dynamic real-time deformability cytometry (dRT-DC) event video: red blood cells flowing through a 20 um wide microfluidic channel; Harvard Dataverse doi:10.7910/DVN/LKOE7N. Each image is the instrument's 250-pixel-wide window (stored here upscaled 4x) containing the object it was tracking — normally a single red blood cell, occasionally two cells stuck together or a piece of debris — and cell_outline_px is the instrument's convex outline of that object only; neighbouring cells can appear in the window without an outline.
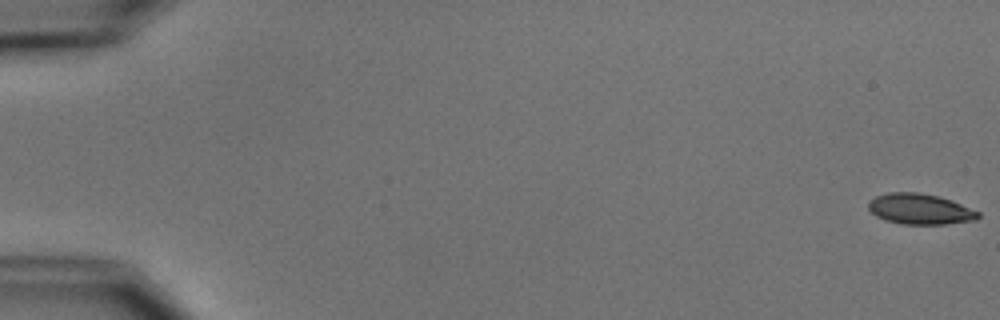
{"species": "common noctule bat (a hibernating species)", "species_latin": "Nyctalus noctula", "temperature_condition": "cold", "stored_images_in_passage": 54, "camera_frame_rate_fps": 3000, "um_per_image_px": 0.085, "animal": {"sex": "male", "body_mass_g": 15.6}, "frame": {"image": 1, "passage_image": 1, "time_ms": 0.0, "image_size_px": [1000, 320], "cell_outline_px": [[980, 216], [976, 220], [944, 224], [900, 224], [884, 220], [876, 216], [868, 208], [868, 200], [876, 196], [888, 192], [920, 192], [952, 200], [980, 212]], "centroid_in_image_um": [78.18, 17.77], "position_along_channel_um": 6.8, "area_um2": 19.71}}
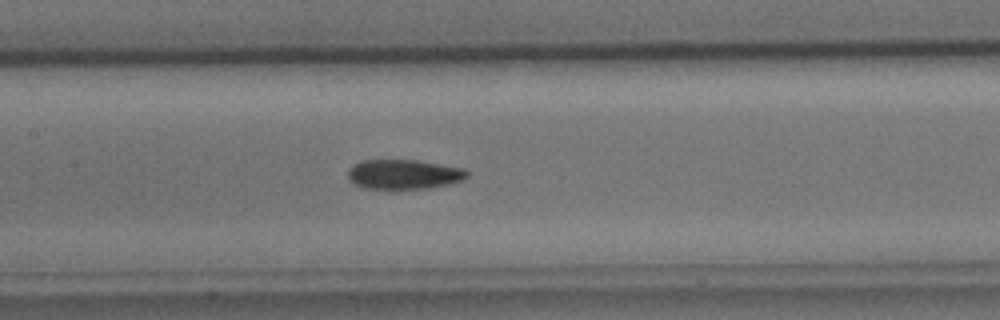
{"frame": {"image": 2, "passage_image": 27, "time_ms": 8.667, "image_size_px": [1000, 320], "cell_outline_px": [[468, 176], [464, 180], [452, 184], [428, 188], [392, 192], [364, 188], [356, 184], [348, 176], [348, 168], [352, 164], [360, 160], [416, 160], [464, 168], [468, 172]], "centroid_in_image_um": [34.32, 14.86], "position_along_channel_um": 173.1, "area_um2": 21.5}}
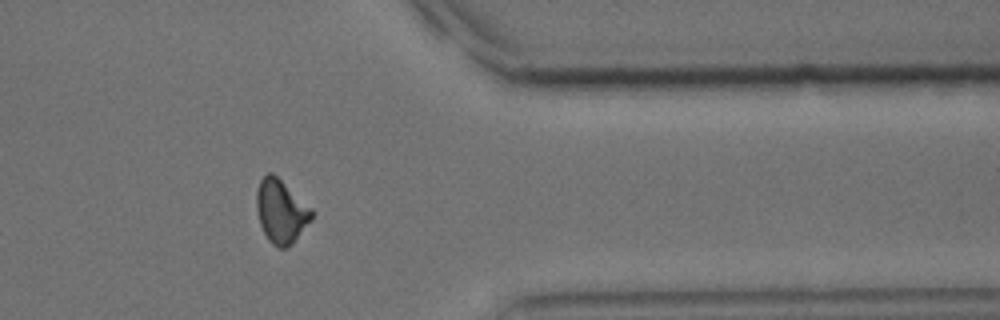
{"frame": {"image": 3, "passage_image": 45, "time_ms": 14.667, "image_size_px": [1000, 320], "cell_outline_px": [[312, 220], [292, 244], [284, 248], [280, 248], [272, 244], [268, 240], [260, 224], [256, 208], [256, 192], [260, 180], [268, 172], [272, 172], [312, 208]], "centroid_in_image_um": [23.88, 17.97], "position_along_channel_um": 387.5, "area_um2": 20.35}, "authors_computed_cell_mechanics": {"area_um2": 20.2878, "velocity_mm_per_s": 3.7677, "shape_relaxation_time_tau1_ms": 4.7637, "shape_relaxation_time_tau2_ms": 9.1818, "deformation_change_tau1": 0.1281, "deformation_change_tau2": 0.151}}